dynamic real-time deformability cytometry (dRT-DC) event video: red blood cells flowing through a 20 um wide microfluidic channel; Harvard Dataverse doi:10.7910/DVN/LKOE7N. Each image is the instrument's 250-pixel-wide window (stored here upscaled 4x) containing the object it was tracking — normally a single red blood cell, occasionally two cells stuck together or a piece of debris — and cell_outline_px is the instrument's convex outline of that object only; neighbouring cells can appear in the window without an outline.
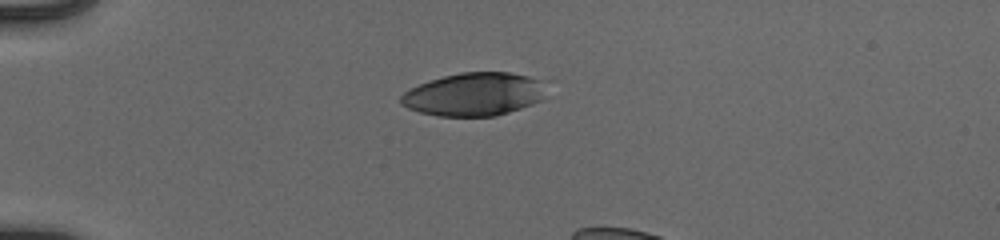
{"species": "human", "species_latin": "Homo sapiens", "temperature_condition": "cold", "stored_images_in_passage": 8, "camera_frame_rate_fps": 3000, "um_per_image_px": 0.085, "donor": {"sex": "male"}, "frame": {"image": 1, "passage_image": 1, "time_ms": 0.0, "image_size_px": [1000, 240], "cell_outline_px": [[548, 80], [544, 100], [496, 116], [436, 116], [420, 112], [408, 108], [400, 104], [400, 96], [404, 92], [420, 84], [444, 76], [460, 72], [508, 72]], "centroid_in_image_um": [40.38, 8.01], "position_along_channel_um": 44.6, "area_um2": 36.93}}